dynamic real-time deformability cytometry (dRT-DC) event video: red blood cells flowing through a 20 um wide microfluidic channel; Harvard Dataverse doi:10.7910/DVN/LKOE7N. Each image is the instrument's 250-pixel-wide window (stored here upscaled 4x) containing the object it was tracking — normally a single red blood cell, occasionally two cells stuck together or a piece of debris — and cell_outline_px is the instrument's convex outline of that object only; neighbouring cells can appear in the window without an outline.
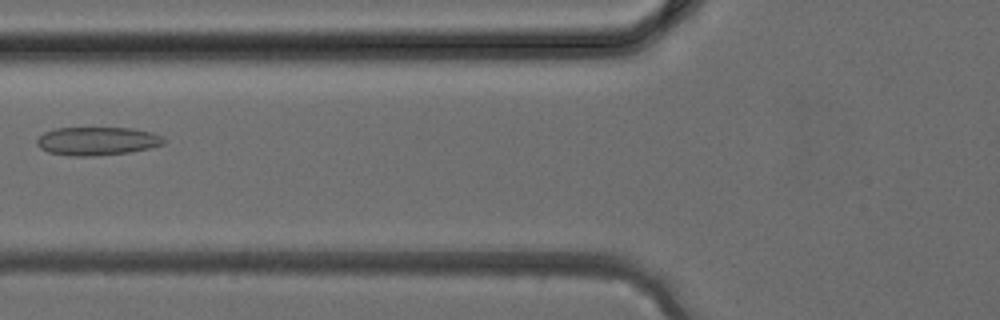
{"species": "common noctule bat (a hibernating species)", "species_latin": "Nyctalus noctula", "temperature_condition": "cold", "stored_images_in_passage": 23, "camera_frame_rate_fps": 3000, "um_per_image_px": 0.085, "animal": {"sex": "female", "body_mass_g": 24.6, "forearm_length_mm": 56.2}, "frame": {"image": 1, "passage_image": 5, "time_ms": 1.333, "image_size_px": [1000, 320], "cell_outline_px": [[164, 144], [132, 152], [92, 156], [72, 156], [48, 152], [40, 148], [36, 144], [36, 140], [44, 132], [56, 128], [132, 128], [152, 132], [164, 136]], "centroid_in_image_um": [8.26, 11.99], "position_along_channel_um": 117.5, "area_um2": 21.04}}
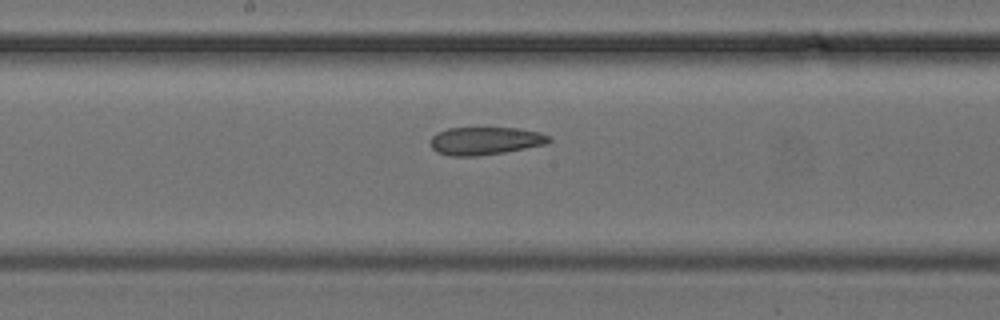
{"frame": {"image": 2, "passage_image": 10, "time_ms": 3.0, "image_size_px": [1000, 320], "cell_outline_px": [[552, 140], [548, 144], [504, 152], [476, 156], [448, 156], [436, 152], [432, 148], [432, 136], [436, 132], [448, 128], [520, 128], [540, 132], [552, 136]], "centroid_in_image_um": [41.28, 11.97], "position_along_channel_um": 206.9, "area_um2": 19.42}}
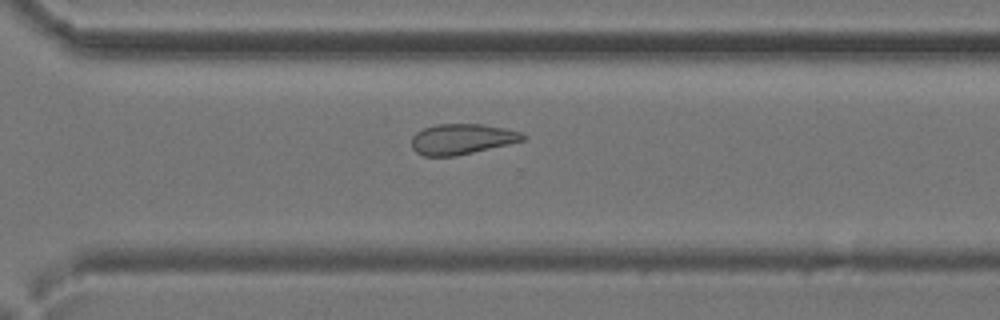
{"frame": {"image": 3, "passage_image": 17, "time_ms": 5.333, "image_size_px": [1000, 320], "cell_outline_px": [[528, 136], [524, 140], [508, 144], [456, 156], [424, 156], [416, 152], [412, 148], [412, 136], [416, 132], [424, 128], [436, 124], [484, 124], [508, 128], [520, 132]], "centroid_in_image_um": [39.27, 11.81], "position_along_channel_um": 331.3, "area_um2": 19.88}}